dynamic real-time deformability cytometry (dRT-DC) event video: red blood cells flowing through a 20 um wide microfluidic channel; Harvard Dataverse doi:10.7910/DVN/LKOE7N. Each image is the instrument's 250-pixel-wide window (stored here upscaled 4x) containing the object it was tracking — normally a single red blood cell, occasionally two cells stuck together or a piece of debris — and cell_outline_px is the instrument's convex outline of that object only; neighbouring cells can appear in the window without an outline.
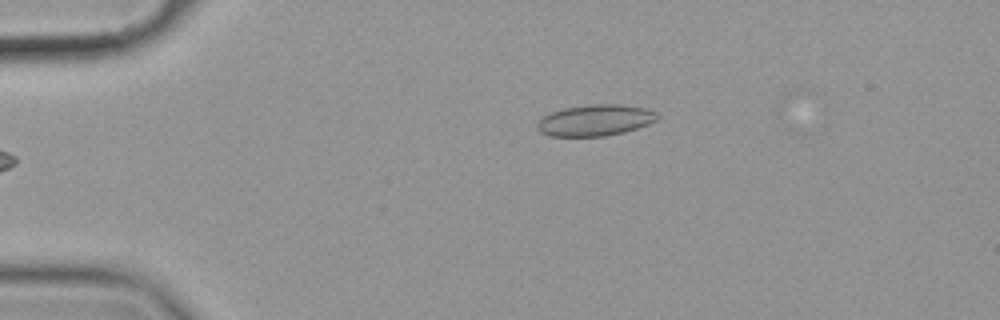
{"species": "common noctule bat (a hibernating species)", "species_latin": "Nyctalus noctula", "temperature_condition": "cold", "stored_images_in_passage": 46, "camera_frame_rate_fps": 3000, "um_per_image_px": 0.085, "animal": {"sex": "female", "body_mass_g": 19.9}, "frame": {"image": 1, "passage_image": 1, "time_ms": 0.0, "image_size_px": [1000, 320], "cell_outline_px": [[660, 116], [656, 120], [648, 124], [624, 132], [604, 136], [548, 136], [540, 132], [536, 128], [536, 124], [544, 116], [552, 112], [564, 108], [588, 104], [620, 104], [648, 108], [656, 112]], "centroid_in_image_um": [50.6, 10.21], "position_along_channel_um": 34.4, "area_um2": 21.96}}
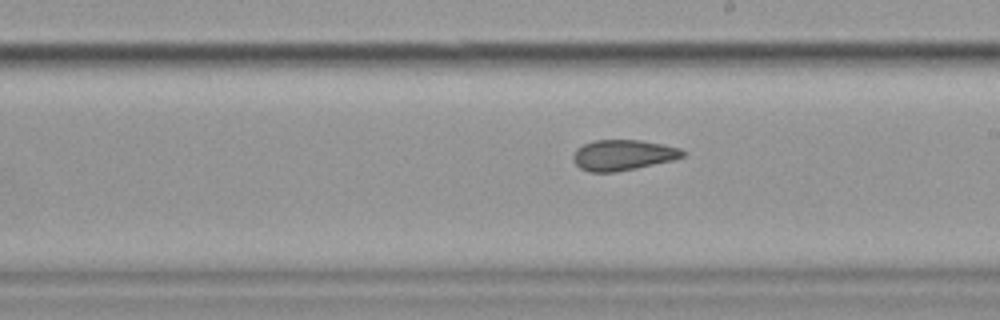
{"frame": {"image": 2, "passage_image": 22, "time_ms": 7.0, "image_size_px": [1000, 320], "cell_outline_px": [[684, 156], [672, 160], [636, 168], [616, 172], [588, 172], [580, 168], [572, 160], [572, 156], [576, 148], [592, 140], [640, 140], [664, 144], [680, 148], [684, 152]], "centroid_in_image_um": [52.91, 13.17], "position_along_channel_um": 236.1, "area_um2": 19.59}}
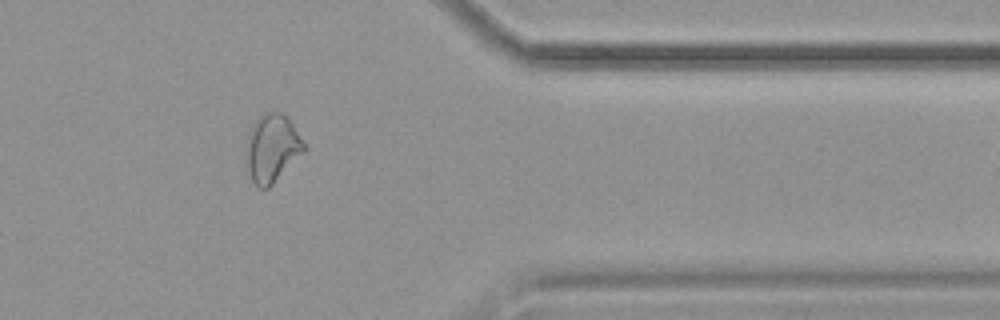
{"frame": {"image": 3, "passage_image": 36, "time_ms": 11.667, "image_size_px": [1000, 320], "cell_outline_px": [[304, 152], [268, 188], [260, 188], [252, 180], [248, 168], [244, 152], [248, 136], [252, 124], [260, 116], [268, 112], [280, 112], [288, 116], [304, 144]], "centroid_in_image_um": [23.1, 12.58], "position_along_channel_um": 388.3, "area_um2": 22.6}, "authors_computed_cell_mechanics": {"area_um2": 21.1548, "velocity_mm_per_s": 3.5516, "shape_relaxation_time_tau1_ms": null, "shape_relaxation_time_tau2_ms": 2.6696, "deformation_change_tau1": null, "deformation_change_tau2": 0.0797}}